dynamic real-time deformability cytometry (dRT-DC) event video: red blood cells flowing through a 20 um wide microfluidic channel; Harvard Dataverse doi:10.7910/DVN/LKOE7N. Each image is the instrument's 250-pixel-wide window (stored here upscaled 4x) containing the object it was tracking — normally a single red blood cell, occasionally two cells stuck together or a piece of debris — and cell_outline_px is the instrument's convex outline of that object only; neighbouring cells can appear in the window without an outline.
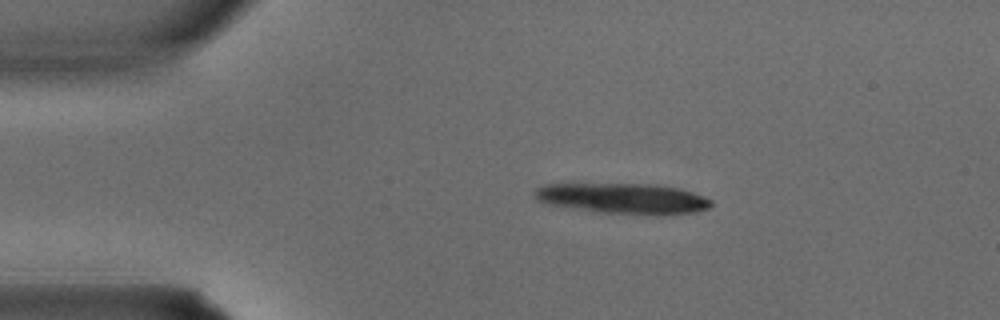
{"species": "common noctule bat (a hibernating species)", "species_latin": "Nyctalus noctula", "temperature_condition": "warm", "stored_images_in_passage": 2, "segment_of_instrument_passage": [1, 2], "camera_frame_rate_fps": 3000, "um_per_image_px": 0.085, "animal": {"sex": "male", "body_mass_g": 15.6}, "frame": {"image": 1, "passage_image": 1, "time_ms": 0.0, "image_size_px": [1000, 320], "cell_outline_px": [[712, 204], [708, 208], [696, 212], [672, 216], [656, 216], [600, 212], [544, 204], [536, 200], [532, 196], [532, 192], [536, 188], [544, 184], [656, 184], [680, 188], [704, 196], [712, 200]], "centroid_in_image_um": [52.97, 16.89], "position_along_channel_um": 32.0, "area_um2": 32.25}}